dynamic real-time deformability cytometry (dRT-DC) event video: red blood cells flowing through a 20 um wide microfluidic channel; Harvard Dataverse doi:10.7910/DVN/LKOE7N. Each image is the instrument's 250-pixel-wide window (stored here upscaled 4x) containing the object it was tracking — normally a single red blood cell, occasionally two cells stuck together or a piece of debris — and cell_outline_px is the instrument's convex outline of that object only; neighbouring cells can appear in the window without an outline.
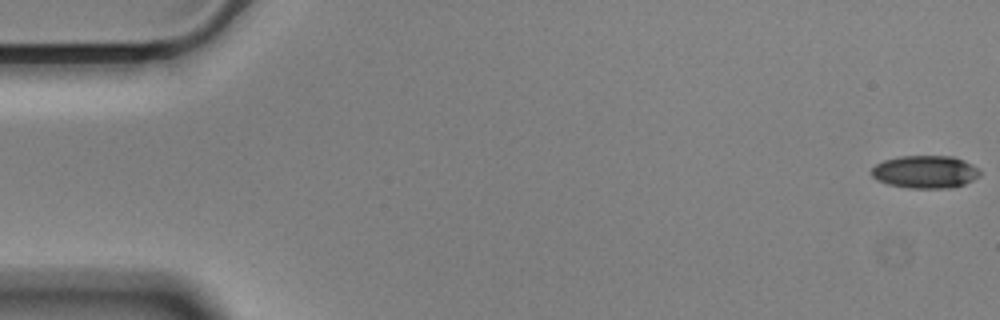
{"species": "Egyptian fruit bat (a non-hibernating species)", "species_latin": "Rousettus aegyptiacus", "temperature_condition": "cold", "stored_images_in_passage": 18, "camera_frame_rate_fps": 3000, "um_per_image_px": 0.085, "animal": {"sex": "male"}, "frame": {"image": 1, "passage_image": 1, "time_ms": 0.0, "image_size_px": [1000, 320], "cell_outline_px": [[980, 176], [964, 184], [952, 188], [908, 188], [888, 184], [876, 180], [868, 172], [876, 164], [884, 160], [900, 156], [952, 156], [964, 160], [972, 164], [980, 172]], "centroid_in_image_um": [78.61, 14.61], "position_along_channel_um": 6.4, "area_um2": 20.81}}
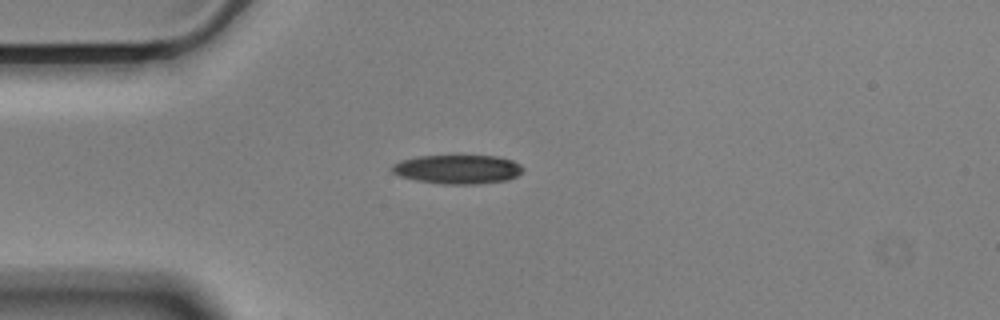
{"frame": {"image": 2, "passage_image": 15, "time_ms": 4.667, "image_size_px": [1000, 320], "cell_outline_px": [[524, 172], [508, 180], [480, 184], [440, 184], [416, 180], [400, 176], [392, 172], [388, 168], [392, 164], [400, 160], [416, 156], [496, 156], [512, 160], [520, 164], [524, 168]], "centroid_in_image_um": [38.88, 14.39], "position_along_channel_um": 46.1, "area_um2": 22.43}}